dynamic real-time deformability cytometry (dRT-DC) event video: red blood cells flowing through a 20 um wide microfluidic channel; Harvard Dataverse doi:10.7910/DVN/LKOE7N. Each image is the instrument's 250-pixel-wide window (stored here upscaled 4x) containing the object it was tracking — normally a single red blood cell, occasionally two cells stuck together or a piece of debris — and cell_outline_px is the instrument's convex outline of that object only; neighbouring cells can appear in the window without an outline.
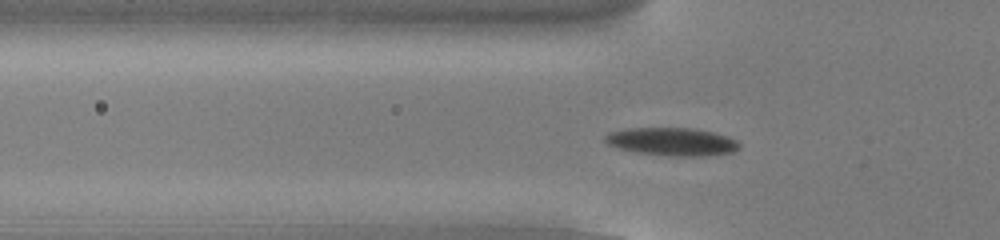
{"species": "common noctule bat (a hibernating species)", "species_latin": "Nyctalus noctula", "temperature_condition": "cold", "stored_images_in_passage": 53, "camera_frame_rate_fps": 3000, "um_per_image_px": 0.085, "animal": {"sex": "male", "body_mass_g": 13.0, "forearm_length_mm": 53.1}, "frame": {"image": 1, "passage_image": 17, "time_ms": 5.333, "image_size_px": [1000, 240], "cell_outline_px": [[740, 148], [732, 152], [708, 156], [668, 156], [636, 152], [620, 148], [608, 144], [604, 140], [604, 136], [608, 132], [624, 128], [692, 128], [712, 132], [728, 136], [736, 140], [740, 144]], "centroid_in_image_um": [57.12, 12.04], "position_along_channel_um": 68.7, "area_um2": 22.02}}
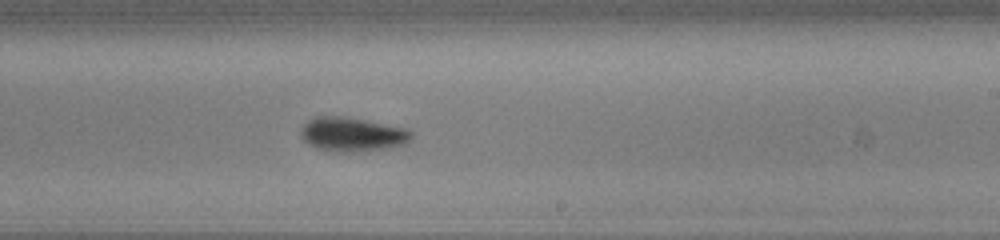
{"frame": {"image": 2, "passage_image": 32, "time_ms": 10.333, "image_size_px": [1000, 240], "cell_outline_px": [[412, 136], [408, 144], [388, 148], [352, 152], [340, 152], [316, 148], [308, 144], [300, 136], [300, 128], [308, 120], [316, 116], [340, 116], [364, 120], [404, 128], [412, 132]], "centroid_in_image_um": [29.92, 11.43], "position_along_channel_um": 259.1, "area_um2": 21.96}}
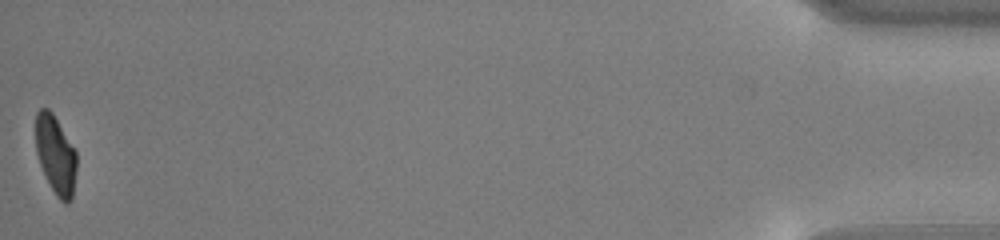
{"frame": {"image": 3, "passage_image": 53, "time_ms": 17.333, "image_size_px": [1000, 240], "cell_outline_px": [[76, 172], [72, 200], [68, 204], [64, 204], [56, 196], [40, 164], [36, 152], [36, 112], [40, 108], [48, 108], [52, 112], [76, 152]], "centroid_in_image_um": [4.73, 13.18], "position_along_channel_um": 430.5, "area_um2": 18.55}, "authors_computed_cell_mechanics": {"area_um2": 20.4612, "velocity_mm_per_s": 3.828, "shape_relaxation_time_tau1_ms": 2.5144, "shape_relaxation_time_tau2_ms": 4.1836, "deformation_change_tau1": 0.1496, "deformation_change_tau2": 0.0981}}